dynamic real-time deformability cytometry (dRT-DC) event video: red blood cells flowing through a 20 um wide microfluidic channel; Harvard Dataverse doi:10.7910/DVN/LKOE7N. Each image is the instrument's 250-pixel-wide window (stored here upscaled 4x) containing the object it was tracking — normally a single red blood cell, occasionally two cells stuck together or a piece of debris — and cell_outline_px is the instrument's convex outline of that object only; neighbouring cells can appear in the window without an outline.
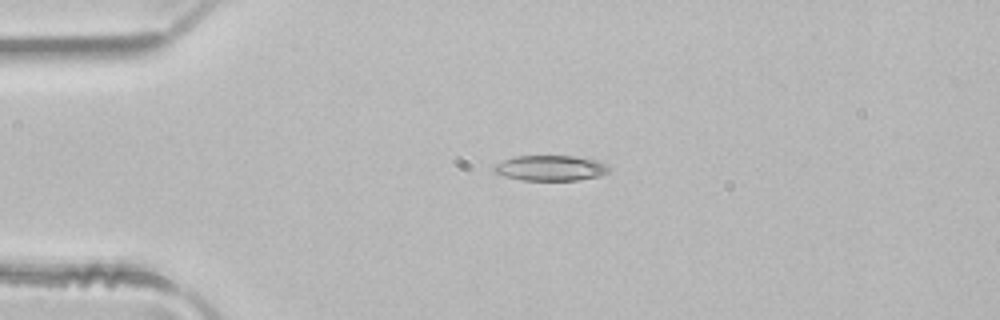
{"species": "common noctule bat (a hibernating species)", "species_latin": "Nyctalus noctula", "temperature_condition": "room temperature", "stored_images_in_passage": 39, "camera_frame_rate_fps": 3000, "um_per_image_px": 0.085, "animal": {"sex": "male", "body_mass_g": 21.5, "forearm_length_mm": 52.0}, "frame": {"image": 1, "passage_image": 1, "time_ms": 0.0, "image_size_px": [1000, 320], "cell_outline_px": [[612, 168], [608, 172], [600, 176], [580, 180], [524, 180], [504, 176], [492, 172], [492, 168], [496, 164], [504, 160], [516, 156], [572, 156], [596, 160], [608, 164]], "centroid_in_image_um": [46.82, 14.29], "position_along_channel_um": 38.2, "area_um2": 17.11}}
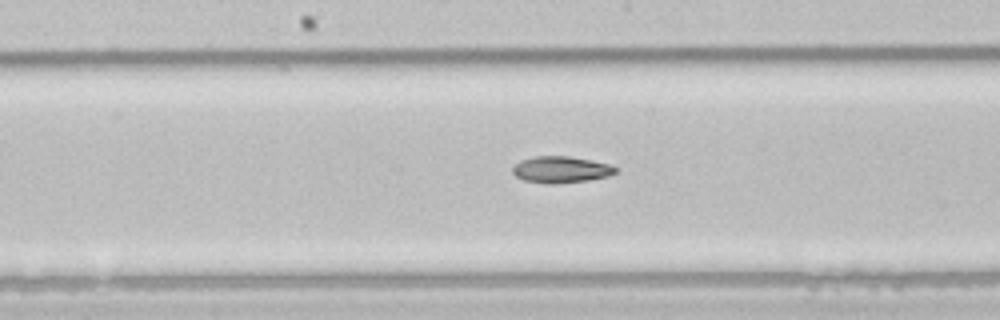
{"frame": {"image": 2, "passage_image": 15, "time_ms": 4.667, "image_size_px": [1000, 320], "cell_outline_px": [[616, 172], [608, 176], [588, 180], [552, 184], [548, 184], [524, 180], [516, 176], [512, 172], [512, 168], [520, 160], [536, 156], [568, 156], [592, 160], [608, 164], [616, 168]], "centroid_in_image_um": [47.66, 14.41], "position_along_channel_um": 200.5, "area_um2": 15.78}}
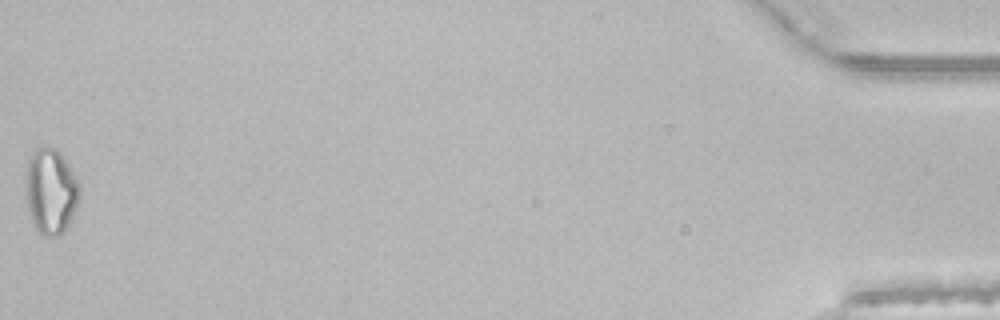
{"frame": {"image": 3, "passage_image": 39, "time_ms": 12.667, "image_size_px": [1000, 320], "cell_outline_px": [[80, 196], [76, 208], [68, 224], [56, 236], [44, 236], [36, 228], [32, 220], [28, 208], [24, 184], [28, 160], [32, 152], [36, 148], [56, 148], [64, 156], [80, 188]], "centroid_in_image_um": [4.29, 16.22], "position_along_channel_um": 430.9, "area_um2": 26.59}, "authors_computed_cell_mechanics": {"area_um2": 16.6464, "velocity_mm_per_s": 4.1465, "shape_relaxation_time_tau1_ms": 4.9906, "shape_relaxation_time_tau2_ms": null, "deformation_change_tau1": 0.1425, "deformation_change_tau2": null}}